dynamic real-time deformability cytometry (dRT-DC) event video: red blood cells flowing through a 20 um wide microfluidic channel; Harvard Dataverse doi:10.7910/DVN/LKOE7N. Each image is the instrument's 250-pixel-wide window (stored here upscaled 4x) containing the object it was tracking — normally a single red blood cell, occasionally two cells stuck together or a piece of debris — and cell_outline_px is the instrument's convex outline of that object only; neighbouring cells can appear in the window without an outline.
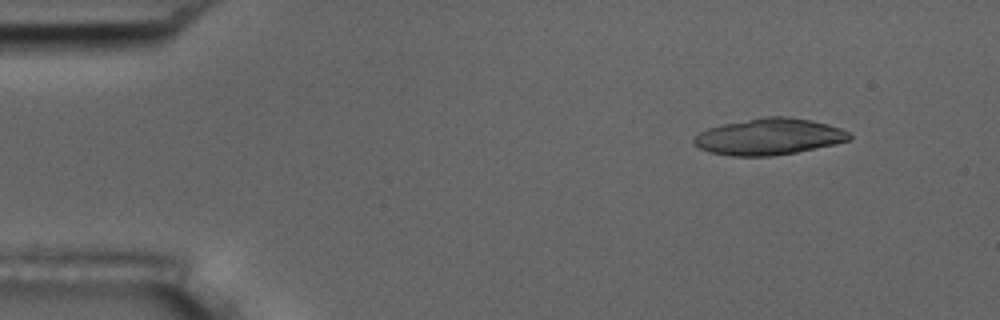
{"species": "common noctule bat (a hibernating species)", "species_latin": "Nyctalus noctula", "temperature_condition": "room temperature", "stored_images_in_passage": 5, "camera_frame_rate_fps": 3000, "um_per_image_px": 0.085, "animal": {"sex": "male", "body_mass_g": 17.5, "forearm_length_mm": 52.3}, "frame": {"image": 1, "passage_image": 2, "time_ms": 1.333, "image_size_px": [1000, 320], "cell_outline_px": [[852, 136], [848, 140], [832, 144], [796, 152], [772, 156], [732, 156], [708, 152], [692, 144], [692, 140], [700, 132], [708, 128], [720, 124], [760, 116], [788, 116], [812, 120], [828, 124], [852, 132]], "centroid_in_image_um": [65.33, 11.6], "position_along_channel_um": 19.7, "area_um2": 33.29}}